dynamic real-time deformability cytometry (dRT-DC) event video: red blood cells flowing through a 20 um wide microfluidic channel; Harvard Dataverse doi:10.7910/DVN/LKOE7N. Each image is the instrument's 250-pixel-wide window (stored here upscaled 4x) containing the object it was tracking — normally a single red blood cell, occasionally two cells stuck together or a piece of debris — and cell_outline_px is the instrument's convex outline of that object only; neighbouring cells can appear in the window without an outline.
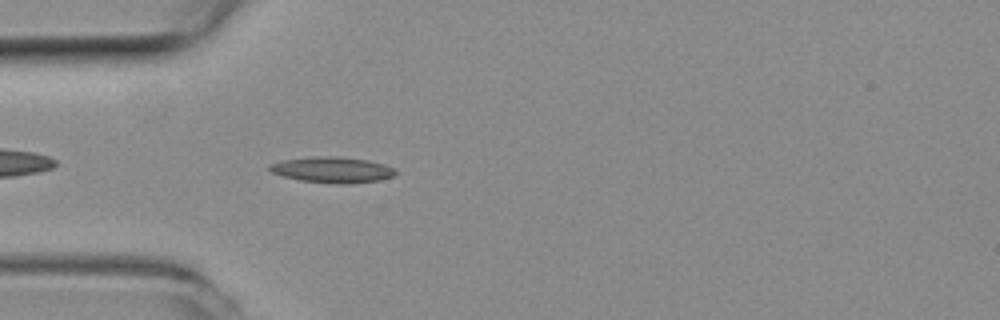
{"species": "common noctule bat (a hibernating species)", "species_latin": "Nyctalus noctula", "temperature_condition": "room temperature", "stored_images_in_passage": 40, "camera_frame_rate_fps": 3000, "um_per_image_px": 0.085, "animal": {"sex": "female", "body_mass_g": 19.3, "forearm_length_mm": 54.1}, "frame": {"image": 1, "passage_image": 3, "time_ms": 0.667, "image_size_px": [1000, 320], "cell_outline_px": [[396, 172], [392, 176], [380, 180], [352, 184], [340, 184], [300, 180], [284, 176], [272, 172], [268, 168], [268, 164], [284, 160], [312, 156], [340, 156], [368, 160], [384, 164], [396, 168]], "centroid_in_image_um": [28.27, 14.42], "position_along_channel_um": 56.7, "area_um2": 19.07}}
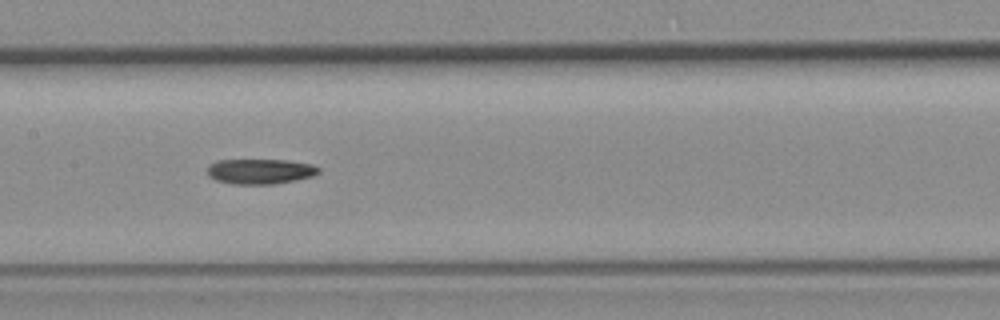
{"frame": {"image": 2, "passage_image": 13, "time_ms": 4.0, "image_size_px": [1000, 320], "cell_outline_px": [[320, 172], [312, 176], [296, 180], [272, 184], [232, 184], [216, 180], [208, 176], [208, 164], [220, 160], [288, 160], [312, 164], [320, 168]], "centroid_in_image_um": [22.12, 14.56], "position_along_channel_um": 185.3, "area_um2": 16.36}}
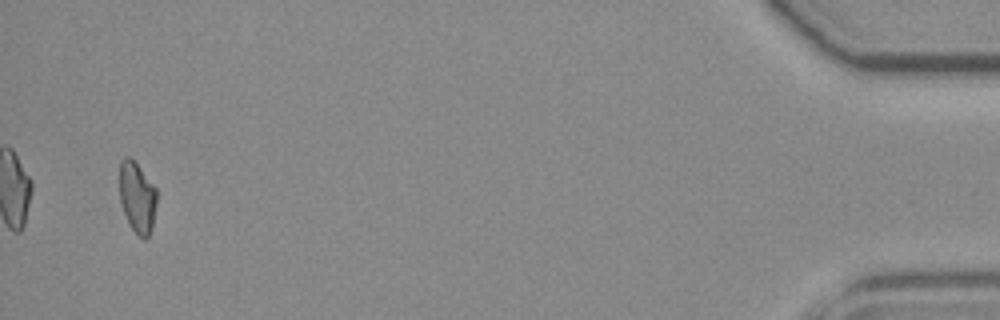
{"frame": {"image": 3, "passage_image": 38, "time_ms": 12.333, "image_size_px": [1000, 320], "cell_outline_px": [[156, 204], [152, 228], [148, 236], [144, 240], [132, 228], [124, 212], [120, 200], [120, 160], [124, 156], [128, 156], [140, 168], [156, 188]], "centroid_in_image_um": [11.66, 16.76], "position_along_channel_um": 423.5, "area_um2": 15.09}}